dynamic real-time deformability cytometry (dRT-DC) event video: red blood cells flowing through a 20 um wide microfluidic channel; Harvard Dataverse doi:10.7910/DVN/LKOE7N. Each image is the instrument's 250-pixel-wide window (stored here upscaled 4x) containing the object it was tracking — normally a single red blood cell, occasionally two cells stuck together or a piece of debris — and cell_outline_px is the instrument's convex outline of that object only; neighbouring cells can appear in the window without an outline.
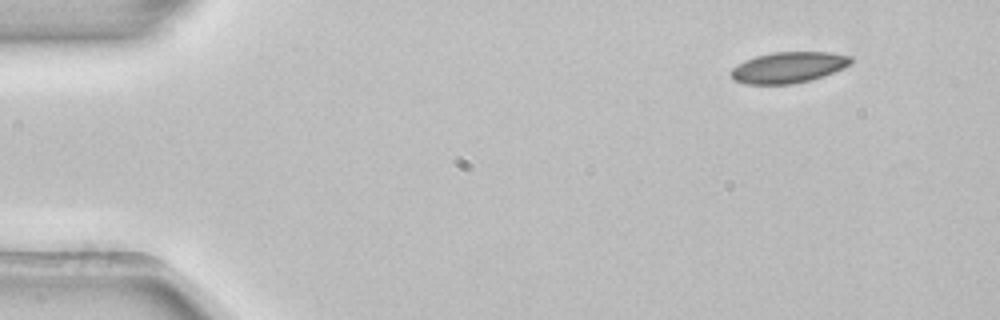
{"species": "common noctule bat (a hibernating species)", "species_latin": "Nyctalus noctula", "temperature_condition": "room temperature", "stored_images_in_passage": 4, "camera_frame_rate_fps": 3000, "um_per_image_px": 0.085, "animal": {"sex": "female", "body_mass_g": 22.7, "forearm_length_mm": 54.2}, "frame": {"image": 1, "passage_image": 1, "time_ms": 0.0, "image_size_px": [1000, 320], "cell_outline_px": [[852, 64], [824, 76], [792, 84], [744, 84], [736, 80], [732, 76], [732, 68], [744, 60], [756, 56], [776, 52], [832, 52], [852, 56]], "centroid_in_image_um": [67.05, 5.72], "position_along_channel_um": 17.9, "area_um2": 21.56}}
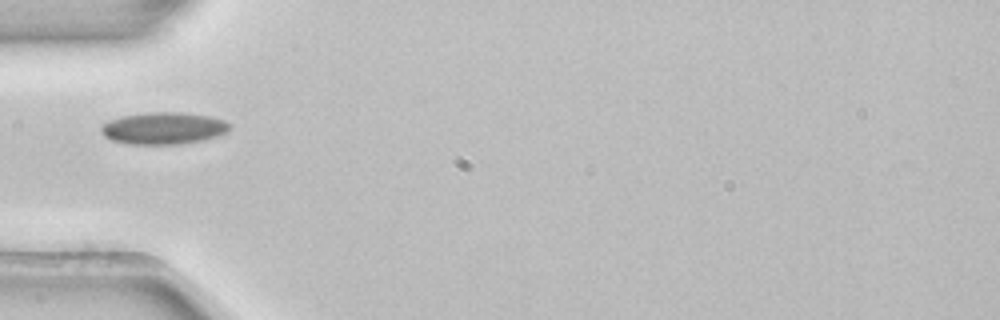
{"frame": {"image": 2, "passage_image": 4, "time_ms": 1.0, "image_size_px": [1000, 320], "cell_outline_px": [[228, 132], [216, 136], [200, 140], [176, 144], [128, 144], [112, 140], [104, 136], [100, 132], [100, 128], [108, 120], [124, 116], [148, 112], [184, 112], [212, 116], [224, 120], [228, 124]], "centroid_in_image_um": [13.87, 10.89], "position_along_channel_um": 71.1, "area_um2": 23.87}}